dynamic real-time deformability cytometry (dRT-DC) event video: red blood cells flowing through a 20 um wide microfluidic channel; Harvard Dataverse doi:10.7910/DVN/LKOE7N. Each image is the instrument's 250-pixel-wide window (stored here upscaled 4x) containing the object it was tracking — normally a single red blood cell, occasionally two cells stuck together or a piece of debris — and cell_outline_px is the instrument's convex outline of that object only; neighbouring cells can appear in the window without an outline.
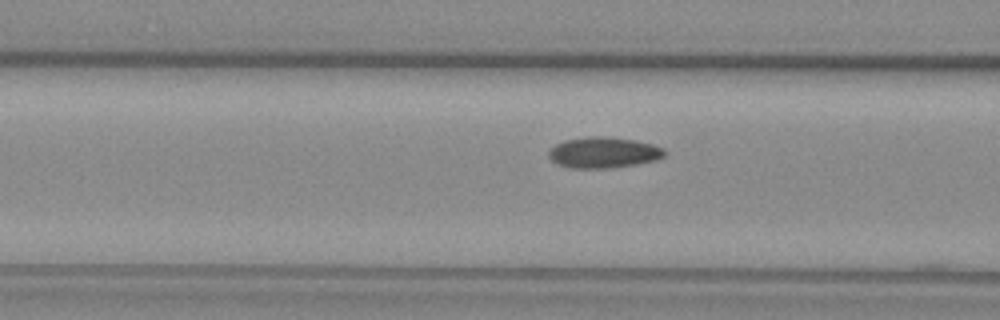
{"species": "common noctule bat (a hibernating species)", "species_latin": "Nyctalus noctula", "temperature_condition": "warm", "stored_images_in_passage": 11, "camera_frame_rate_fps": 3000, "um_per_image_px": 0.085, "animal": {"sex": "female", "body_mass_g": 29.2, "forearm_length_mm": 56.3}, "frame": {"image": 1, "passage_image": 10, "time_ms": 3.0, "image_size_px": [1000, 320], "cell_outline_px": [[668, 152], [664, 156], [656, 160], [636, 164], [608, 168], [568, 168], [556, 164], [548, 156], [548, 152], [556, 144], [564, 140], [592, 136], [604, 136], [636, 140], [652, 144], [664, 148]], "centroid_in_image_um": [51.31, 12.96], "position_along_channel_um": 115.3, "area_um2": 20.98}}